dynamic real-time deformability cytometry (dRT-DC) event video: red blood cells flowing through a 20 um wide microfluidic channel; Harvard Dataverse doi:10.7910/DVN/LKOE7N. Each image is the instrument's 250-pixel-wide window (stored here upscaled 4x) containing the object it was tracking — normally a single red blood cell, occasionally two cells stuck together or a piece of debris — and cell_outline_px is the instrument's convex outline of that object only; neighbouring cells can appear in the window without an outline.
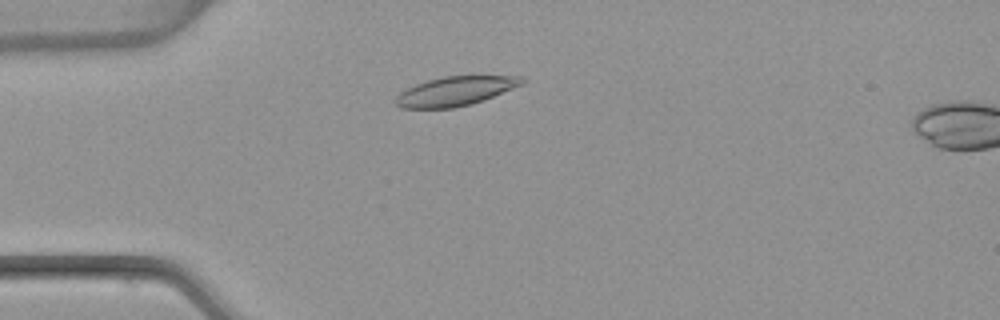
{"species": "common noctule bat (a hibernating species)", "species_latin": "Nyctalus noctula", "temperature_condition": "warm", "stored_images_in_passage": 48, "camera_frame_rate_fps": 3000, "um_per_image_px": 0.085, "animal": {"sex": "female", "body_mass_g": 22.7, "forearm_length_mm": 54.2}, "frame": {"image": 1, "passage_image": 9, "time_ms": 2.667, "image_size_px": [1000, 320], "cell_outline_px": [[528, 80], [524, 84], [484, 100], [472, 104], [452, 108], [400, 108], [396, 104], [396, 96], [400, 92], [416, 84], [428, 80], [444, 76], [520, 76]], "centroid_in_image_um": [38.74, 7.75], "position_along_channel_um": 46.3, "area_um2": 21.5}}
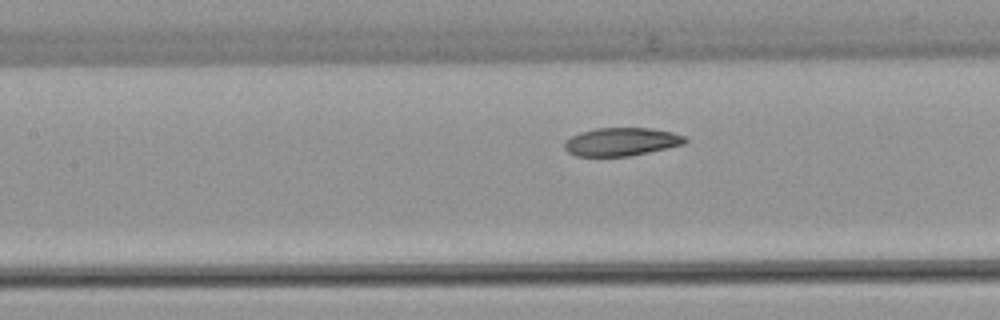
{"frame": {"image": 2, "passage_image": 19, "time_ms": 6.0, "image_size_px": [1000, 320], "cell_outline_px": [[688, 140], [684, 144], [668, 148], [628, 156], [576, 156], [568, 152], [564, 148], [564, 140], [580, 132], [596, 128], [652, 128], [672, 132], [684, 136]], "centroid_in_image_um": [52.8, 12.05], "position_along_channel_um": 154.6, "area_um2": 19.83}}
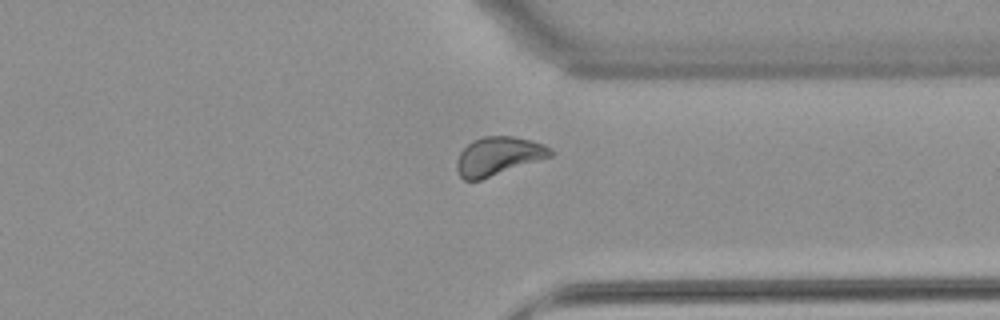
{"frame": {"image": 3, "passage_image": 36, "time_ms": 11.667, "image_size_px": [1000, 320], "cell_outline_px": [[552, 156], [480, 180], [464, 180], [460, 176], [456, 168], [456, 160], [460, 152], [472, 140], [484, 136], [512, 136], [532, 140], [544, 144], [552, 148]], "centroid_in_image_um": [42.35, 13.26], "position_along_channel_um": 369.0, "area_um2": 20.98}, "authors_computed_cell_mechanics": {"area_um2": 20.8658, "velocity_mm_per_s": 3.8033, "shape_relaxation_time_tau1_ms": 6.3859, "shape_relaxation_time_tau2_ms": 5.4473, "deformation_change_tau1": 0.1217, "deformation_change_tau2": 0.096}}